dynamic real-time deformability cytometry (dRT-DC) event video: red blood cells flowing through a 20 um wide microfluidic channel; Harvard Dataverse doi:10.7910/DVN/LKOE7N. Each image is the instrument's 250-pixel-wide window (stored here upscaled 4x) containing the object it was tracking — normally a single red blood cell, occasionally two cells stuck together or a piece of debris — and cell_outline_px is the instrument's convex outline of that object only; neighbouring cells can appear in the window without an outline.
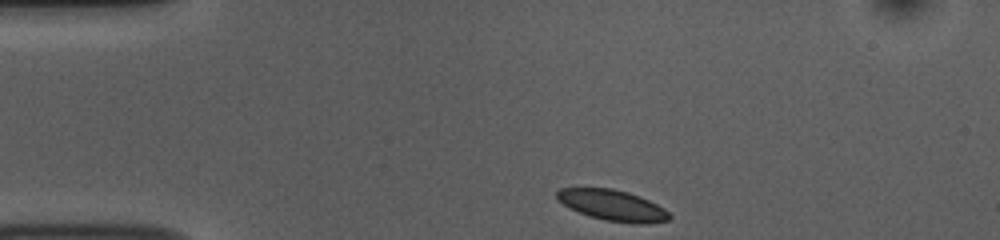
{"species": "common noctule bat (a hibernating species)", "species_latin": "Nyctalus noctula", "temperature_condition": "room temperature", "stored_images_in_passage": 37, "camera_frame_rate_fps": 3000, "um_per_image_px": 0.085, "animal": {"sex": "female", "body_mass_g": 10.0, "forearm_length_mm": 53.1}, "frame": {"image": 1, "passage_image": 1, "time_ms": 0.0, "image_size_px": [1000, 240], "cell_outline_px": [[672, 216], [668, 220], [648, 224], [636, 224], [604, 220], [588, 216], [556, 200], [556, 192], [560, 188], [612, 188], [628, 192], [640, 196], [664, 208]], "centroid_in_image_um": [52.08, 17.45], "position_along_channel_um": 32.9, "area_um2": 20.23}}
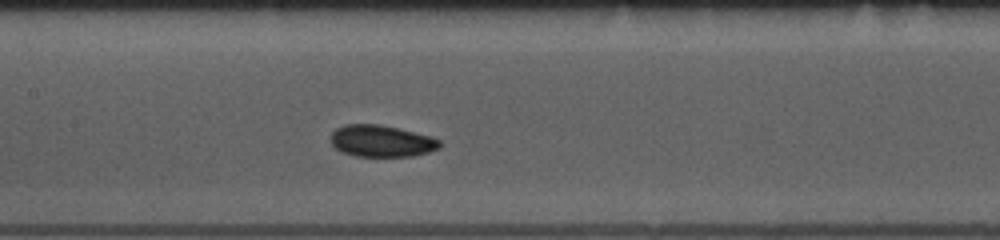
{"frame": {"image": 2, "passage_image": 16, "time_ms": 5.0, "image_size_px": [1000, 240], "cell_outline_px": [[440, 148], [428, 152], [412, 156], [356, 156], [344, 152], [336, 148], [332, 144], [332, 132], [336, 128], [344, 124], [380, 124], [428, 136], [440, 140]], "centroid_in_image_um": [32.41, 11.98], "position_along_channel_um": 175.0, "area_um2": 19.83}}
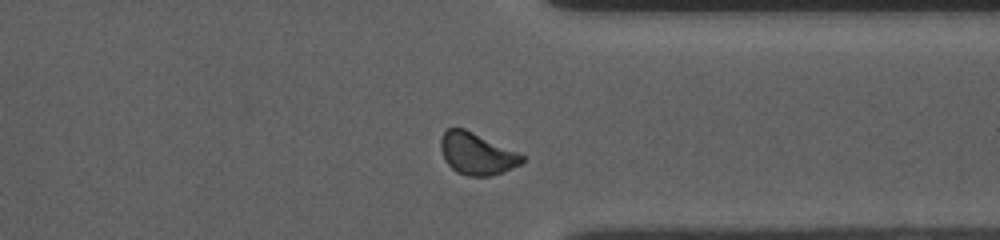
{"frame": {"image": 3, "passage_image": 32, "time_ms": 10.333, "image_size_px": [1000, 240], "cell_outline_px": [[524, 160], [520, 164], [500, 172], [488, 176], [468, 176], [456, 172], [444, 160], [440, 148], [440, 140], [444, 132], [448, 128], [464, 128], [516, 152], [524, 156]], "centroid_in_image_um": [40.46, 13.06], "position_along_channel_um": 370.9, "area_um2": 19.42}, "authors_computed_cell_mechanics": {"area_um2": 20.23, "velocity_mm_per_s": 3.7032, "shape_relaxation_time_tau1_ms": 3.1572, "shape_relaxation_time_tau2_ms": 3.7834, "deformation_change_tau1": 0.0908, "deformation_change_tau2": 0.0727}}